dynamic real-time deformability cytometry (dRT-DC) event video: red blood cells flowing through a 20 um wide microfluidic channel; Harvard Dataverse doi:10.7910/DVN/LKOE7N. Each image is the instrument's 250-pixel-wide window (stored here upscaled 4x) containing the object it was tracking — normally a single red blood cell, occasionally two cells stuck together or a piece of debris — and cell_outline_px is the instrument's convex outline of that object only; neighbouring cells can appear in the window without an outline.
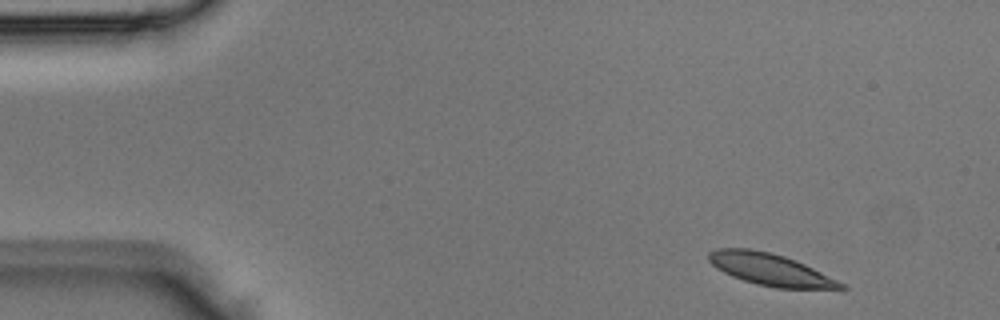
{"species": "Egyptian fruit bat (a non-hibernating species)", "species_latin": "Rousettus aegyptiacus", "temperature_condition": "room temperature", "stored_images_in_passage": 4, "segment_of_instrument_passage": [2, 2], "camera_frame_rate_fps": 3000, "um_per_image_px": 0.085, "animal": {"sex": "male"}, "frame": {"image": 1, "passage_image": 4, "time_ms": 1.0, "image_size_px": [1000, 320], "cell_outline_px": [[848, 288], [840, 292], [776, 288], [756, 284], [732, 276], [716, 268], [708, 260], [708, 252], [716, 248], [748, 248], [772, 252], [796, 260], [844, 284]], "centroid_in_image_um": [65.58, 22.95], "position_along_channel_um": 19.4, "area_um2": 25.32}}